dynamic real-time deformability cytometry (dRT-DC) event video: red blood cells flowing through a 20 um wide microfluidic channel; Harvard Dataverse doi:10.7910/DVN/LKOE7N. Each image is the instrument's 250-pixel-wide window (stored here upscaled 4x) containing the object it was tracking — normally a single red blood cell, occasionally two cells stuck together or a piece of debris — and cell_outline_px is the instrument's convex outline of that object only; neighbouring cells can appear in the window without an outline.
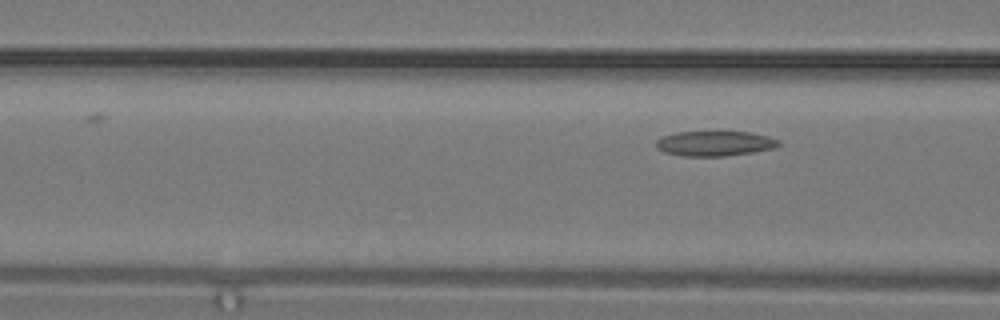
{"species": "common noctule bat (a hibernating species)", "species_latin": "Nyctalus noctula", "temperature_condition": "warm", "stored_images_in_passage": 5, "camera_frame_rate_fps": 3000, "um_per_image_px": 0.085, "animal": {"sex": "male", "body_mass_g": 19.2, "forearm_length_mm": 51.8}, "frame": {"image": 1, "passage_image": 5, "time_ms": 1.333, "image_size_px": [1000, 320], "cell_outline_px": [[780, 144], [776, 148], [752, 152], [724, 156], [680, 156], [664, 152], [656, 148], [656, 140], [664, 136], [676, 132], [748, 132], [768, 136], [780, 140]], "centroid_in_image_um": [60.75, 12.2], "position_along_channel_um": 105.8, "area_um2": 17.86}}